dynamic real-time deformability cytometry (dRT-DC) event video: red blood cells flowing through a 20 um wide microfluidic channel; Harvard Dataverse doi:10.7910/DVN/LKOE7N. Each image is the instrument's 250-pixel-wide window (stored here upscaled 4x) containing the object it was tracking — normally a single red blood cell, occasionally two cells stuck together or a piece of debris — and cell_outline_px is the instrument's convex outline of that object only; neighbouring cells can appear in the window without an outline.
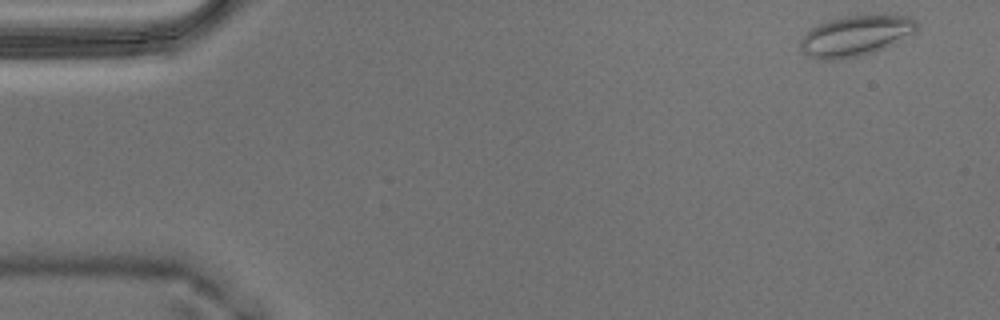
{"species": "Egyptian fruit bat (a non-hibernating species)", "species_latin": "Rousettus aegyptiacus", "temperature_condition": "warm", "stored_images_in_passage": 12, "camera_frame_rate_fps": 3000, "um_per_image_px": 0.085, "animal": {"sex": "male"}, "frame": {"image": 1, "passage_image": 1, "time_ms": 0.0, "image_size_px": [1000, 320], "cell_outline_px": [[920, 28], [916, 32], [884, 48], [872, 52], [856, 56], [836, 60], [820, 60], [808, 56], [800, 52], [800, 40], [812, 28], [820, 24], [840, 16], [908, 16], [916, 20]], "centroid_in_image_um": [72.72, 3.06], "position_along_channel_um": 12.3, "area_um2": 27.22}}